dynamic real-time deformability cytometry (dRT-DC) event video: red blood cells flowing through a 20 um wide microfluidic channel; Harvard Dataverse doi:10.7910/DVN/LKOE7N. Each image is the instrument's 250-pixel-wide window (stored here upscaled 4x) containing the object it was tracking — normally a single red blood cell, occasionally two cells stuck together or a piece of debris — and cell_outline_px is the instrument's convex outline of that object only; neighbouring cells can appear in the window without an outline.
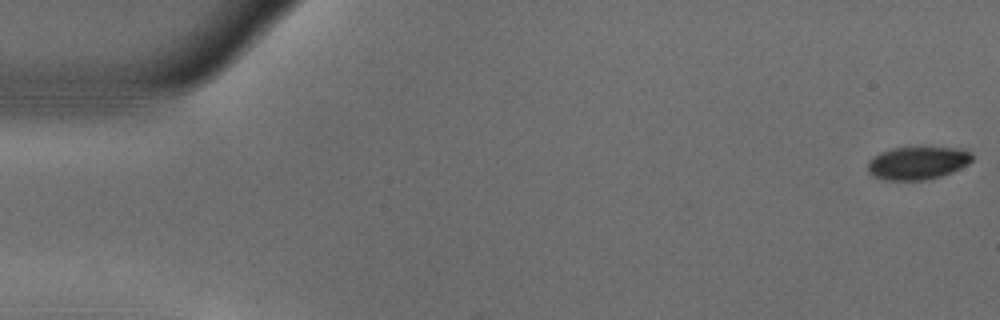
{"species": "common noctule bat (a hibernating species)", "species_latin": "Nyctalus noctula", "temperature_condition": "warm", "stored_images_in_passage": 54, "camera_frame_rate_fps": 3000, "um_per_image_px": 0.085, "animal": {"sex": "male", "body_mass_g": 18.8}, "frame": {"image": 1, "passage_image": 1, "time_ms": 0.0, "image_size_px": [1000, 320], "cell_outline_px": [[972, 160], [968, 164], [952, 172], [940, 176], [924, 180], [884, 180], [872, 176], [868, 172], [868, 160], [880, 152], [892, 148], [964, 148], [972, 152]], "centroid_in_image_um": [77.99, 13.86], "position_along_channel_um": 7.0, "area_um2": 20.06}}
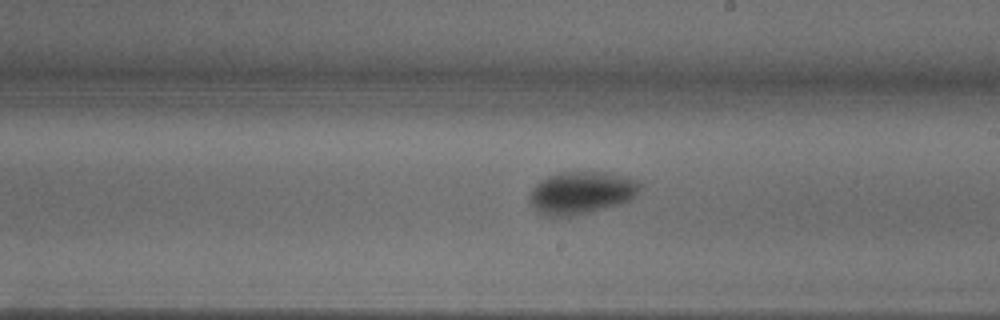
{"frame": {"image": 2, "passage_image": 31, "time_ms": 10.0, "image_size_px": [1000, 320], "cell_outline_px": [[640, 188], [636, 196], [632, 200], [620, 204], [572, 216], [544, 216], [536, 212], [528, 196], [532, 188], [540, 180], [548, 176], [560, 172], [608, 172], [628, 176], [640, 180]], "centroid_in_image_um": [49.43, 16.37], "position_along_channel_um": 239.6, "area_um2": 27.69}}
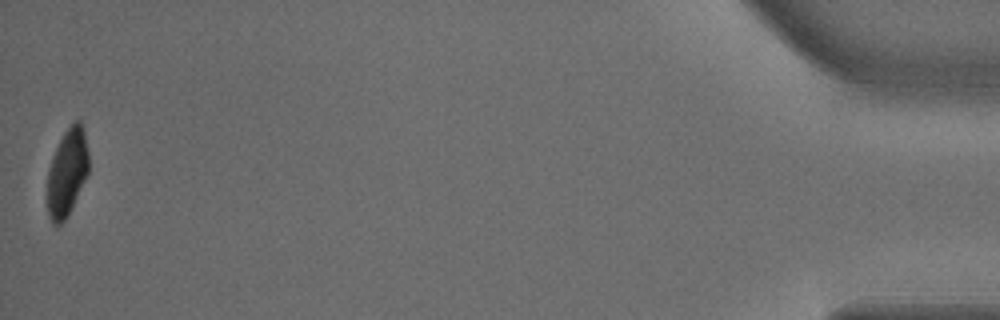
{"frame": {"image": 3, "passage_image": 54, "time_ms": 17.667, "image_size_px": [1000, 320], "cell_outline_px": [[88, 172], [68, 216], [56, 228], [52, 224], [48, 216], [48, 168], [52, 156], [64, 132], [76, 120], [80, 120], [84, 128], [88, 152]], "centroid_in_image_um": [5.7, 14.67], "position_along_channel_um": 429.5, "area_um2": 20.98}, "authors_computed_cell_mechanics": {"area_um2": 24.3338, "velocity_mm_per_s": 3.7198, "shape_relaxation_time_tau1_ms": 5.1546, "shape_relaxation_time_tau2_ms": null, "deformation_change_tau1": 0.1703, "deformation_change_tau2": null}}